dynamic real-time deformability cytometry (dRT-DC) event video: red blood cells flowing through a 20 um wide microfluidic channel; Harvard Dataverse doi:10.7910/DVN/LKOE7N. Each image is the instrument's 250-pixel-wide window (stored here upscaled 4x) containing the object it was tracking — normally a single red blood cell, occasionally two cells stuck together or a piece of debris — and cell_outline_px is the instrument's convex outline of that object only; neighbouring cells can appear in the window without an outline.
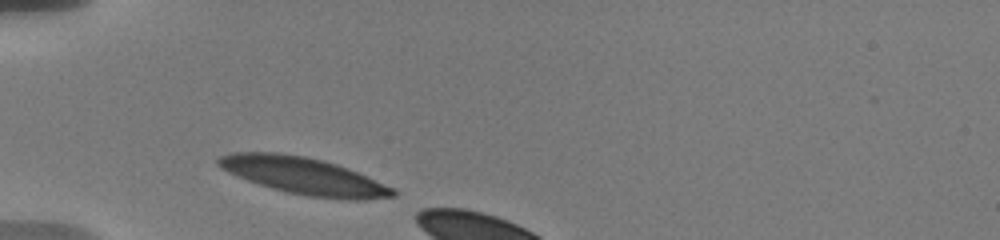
{"species": "human", "species_latin": "Homo sapiens", "temperature_condition": "warm", "stored_images_in_passage": 2, "camera_frame_rate_fps": 3000, "um_per_image_px": 0.085, "donor": {"sex": "male"}, "frame": {"image": 1, "passage_image": 1, "time_ms": 0.0, "image_size_px": [1000, 240], "cell_outline_px": [[396, 196], [364, 200], [348, 200], [308, 196], [288, 192], [272, 188], [248, 180], [228, 172], [220, 168], [216, 164], [216, 160], [220, 156], [232, 152], [276, 152], [304, 156], [324, 160], [348, 168], [392, 188], [396, 192]], "centroid_in_image_um": [25.79, 14.94], "position_along_channel_um": 59.2, "area_um2": 37.34}}